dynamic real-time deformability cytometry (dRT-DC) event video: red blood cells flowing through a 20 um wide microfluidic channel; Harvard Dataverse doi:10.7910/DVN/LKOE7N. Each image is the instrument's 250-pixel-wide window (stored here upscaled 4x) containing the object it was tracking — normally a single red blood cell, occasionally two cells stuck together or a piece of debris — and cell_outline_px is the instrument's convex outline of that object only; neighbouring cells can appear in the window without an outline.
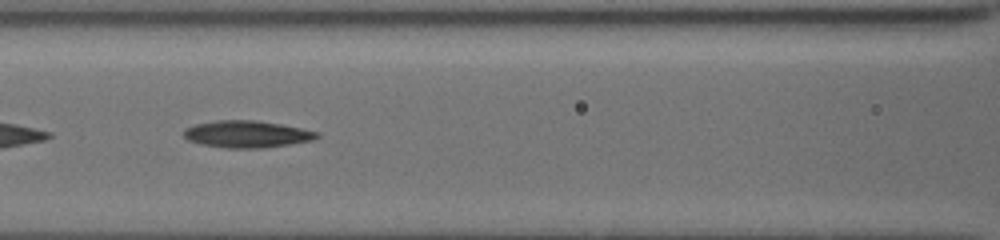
{"species": "common noctule bat (a hibernating species)", "species_latin": "Nyctalus noctula", "temperature_condition": "cold", "stored_images_in_passage": 51, "camera_frame_rate_fps": 3000, "um_per_image_px": 0.085, "animal": {"sex": "female", "body_mass_g": 19.5, "forearm_length_mm": 54.1}, "frame": {"image": 1, "passage_image": 23, "time_ms": 7.333, "image_size_px": [1000, 240], "cell_outline_px": [[320, 136], [312, 140], [288, 144], [260, 148], [224, 148], [200, 144], [188, 140], [184, 136], [184, 128], [196, 124], [216, 120], [256, 120], [280, 124], [320, 132]], "centroid_in_image_um": [20.96, 11.4], "position_along_channel_um": 145.6, "area_um2": 20.87}}
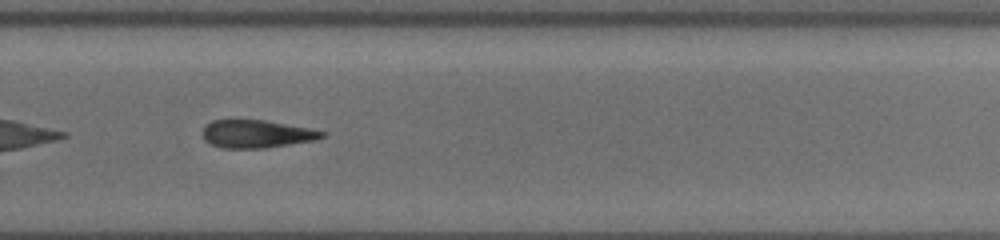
{"frame": {"image": 2, "passage_image": 36, "time_ms": 11.667, "image_size_px": [1000, 240], "cell_outline_px": [[324, 136], [312, 140], [264, 148], [220, 148], [204, 140], [204, 124], [212, 120], [236, 116], [264, 120], [308, 128], [324, 132]], "centroid_in_image_um": [21.68, 11.33], "position_along_channel_um": 308.1, "area_um2": 19.77}}
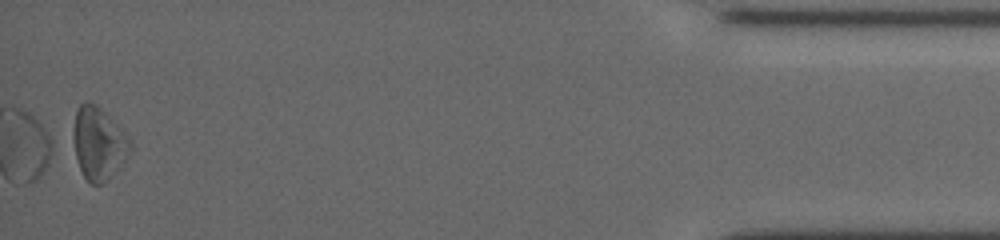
{"frame": {"image": 3, "passage_image": 51, "time_ms": 16.667, "image_size_px": [1000, 240], "cell_outline_px": [[132, 148], [124, 160], [104, 184], [88, 184], [80, 168], [76, 156], [72, 136], [72, 132], [76, 108], [80, 104], [88, 100], [96, 104], [104, 112], [132, 144]], "centroid_in_image_um": [8.32, 12.19], "position_along_channel_um": 426.9, "area_um2": 23.64}}